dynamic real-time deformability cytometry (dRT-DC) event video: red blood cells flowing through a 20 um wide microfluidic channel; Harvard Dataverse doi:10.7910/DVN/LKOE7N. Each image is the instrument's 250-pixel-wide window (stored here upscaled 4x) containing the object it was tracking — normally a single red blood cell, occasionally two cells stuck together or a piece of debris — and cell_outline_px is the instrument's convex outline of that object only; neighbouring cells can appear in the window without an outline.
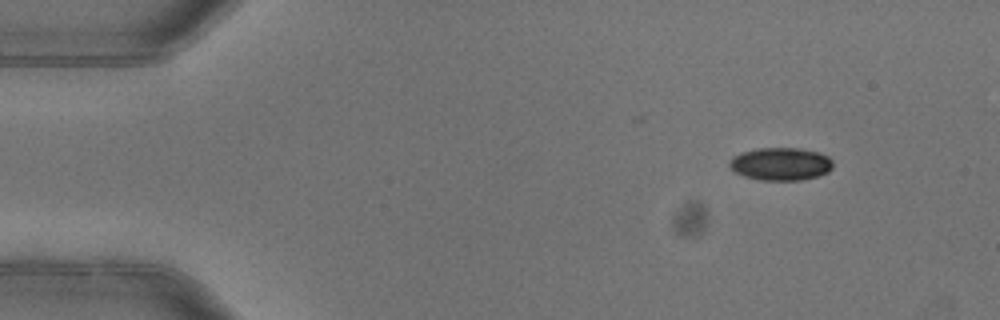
{"species": "common noctule bat (a hibernating species)", "species_latin": "Nyctalus noctula", "temperature_condition": "warm", "stored_images_in_passage": 3, "camera_frame_rate_fps": 3000, "um_per_image_px": 0.085, "animal": {"sex": "female"}, "frame": {"image": 1, "passage_image": 1, "time_ms": 0.0, "image_size_px": [1000, 320], "cell_outline_px": [[832, 168], [828, 172], [816, 176], [800, 180], [760, 180], [744, 176], [736, 172], [728, 164], [732, 156], [740, 152], [756, 148], [800, 148], [820, 152], [828, 156], [832, 160]], "centroid_in_image_um": [66.35, 13.92], "position_along_channel_um": 18.6, "area_um2": 19.88}}
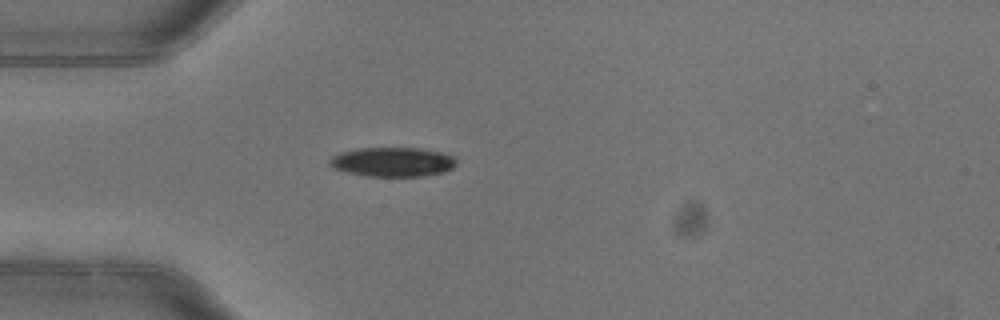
{"frame": {"image": 2, "passage_image": 3, "time_ms": 0.667, "image_size_px": [1000, 320], "cell_outline_px": [[456, 164], [452, 168], [444, 172], [420, 176], [364, 176], [332, 168], [328, 164], [328, 160], [332, 156], [340, 152], [356, 148], [420, 148], [440, 152], [456, 156]], "centroid_in_image_um": [33.35, 13.76], "position_along_channel_um": 51.7, "area_um2": 21.85}}